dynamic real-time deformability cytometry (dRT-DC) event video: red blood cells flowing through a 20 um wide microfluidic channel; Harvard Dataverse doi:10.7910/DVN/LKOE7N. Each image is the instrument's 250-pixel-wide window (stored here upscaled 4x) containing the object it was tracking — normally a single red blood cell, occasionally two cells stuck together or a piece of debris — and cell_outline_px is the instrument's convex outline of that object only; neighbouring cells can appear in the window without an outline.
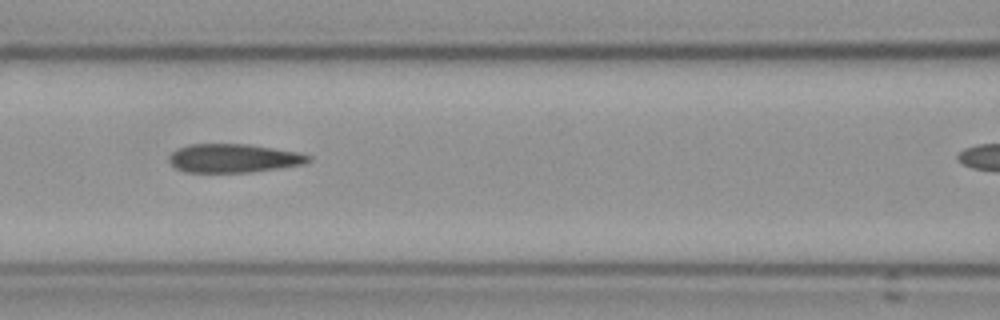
{"species": "Egyptian fruit bat (a non-hibernating species)", "species_latin": "Rousettus aegyptiacus", "temperature_condition": "cold", "stored_images_in_passage": 30, "camera_frame_rate_fps": 3000, "um_per_image_px": 0.085, "frame": {"image": 1, "passage_image": 9, "time_ms": 2.667, "image_size_px": [1000, 320], "cell_outline_px": [[312, 160], [304, 164], [248, 172], [188, 172], [176, 168], [168, 160], [168, 156], [176, 148], [188, 144], [248, 144], [300, 152], [312, 156]], "centroid_in_image_um": [19.85, 13.43], "position_along_channel_um": 146.7, "area_um2": 23.29}}